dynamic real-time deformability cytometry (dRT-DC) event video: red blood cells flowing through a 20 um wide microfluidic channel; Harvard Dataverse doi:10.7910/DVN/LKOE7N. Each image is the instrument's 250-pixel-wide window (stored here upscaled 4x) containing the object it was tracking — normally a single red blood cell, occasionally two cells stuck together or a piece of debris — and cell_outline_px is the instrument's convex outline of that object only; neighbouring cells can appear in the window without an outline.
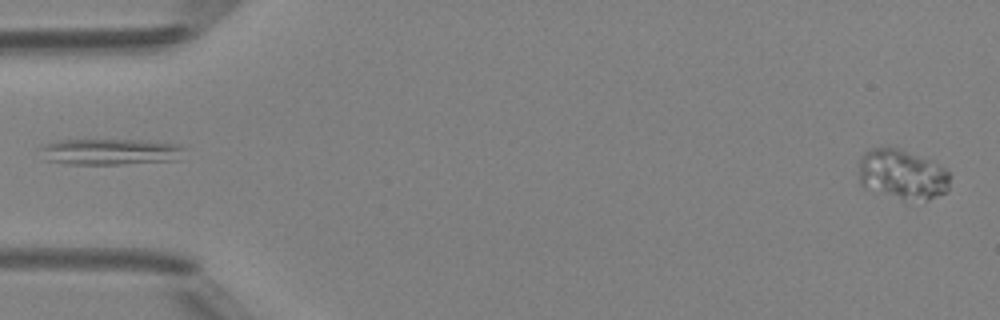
{"species": "Egyptian fruit bat (a non-hibernating species)", "species_latin": "Rousettus aegyptiacus", "temperature_condition": "room temperature", "stored_images_in_passage": 49, "camera_frame_rate_fps": 3000, "um_per_image_px": 0.085, "animal": {"sex": "female"}, "frame": {"image": 1, "passage_image": 1, "time_ms": 0.0, "image_size_px": [1000, 320], "cell_outline_px": [[948, 188], [944, 192], [928, 200], [904, 200], [864, 188], [860, 184], [860, 160], [864, 152], [868, 148], [900, 148], [928, 160], [944, 168], [948, 172]], "centroid_in_image_um": [76.65, 14.83], "position_along_channel_um": 8.3, "area_um2": 26.18}}
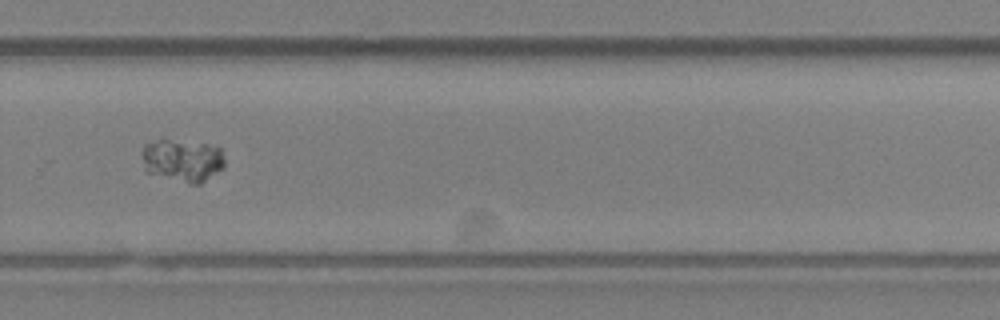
{"frame": {"image": 2, "passage_image": 34, "time_ms": 11.0, "image_size_px": [1000, 320], "cell_outline_px": [[224, 168], [200, 184], [188, 184], [144, 172], [140, 152], [144, 144], [160, 140], [168, 140], [204, 144], [220, 148], [224, 160]], "centroid_in_image_um": [15.46, 13.67], "position_along_channel_um": 314.3, "area_um2": 20.69}}
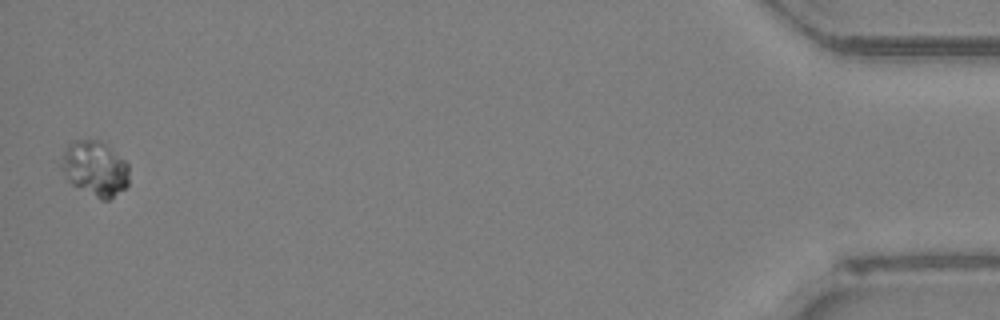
{"frame": {"image": 3, "passage_image": 49, "time_ms": 16.0, "image_size_px": [1000, 320], "cell_outline_px": [[128, 188], [108, 200], [100, 200], [72, 184], [68, 180], [60, 168], [60, 164], [64, 152], [68, 144], [76, 140], [100, 140], [124, 160], [128, 164]], "centroid_in_image_um": [8.08, 14.35], "position_along_channel_um": 427.1, "area_um2": 21.73}}